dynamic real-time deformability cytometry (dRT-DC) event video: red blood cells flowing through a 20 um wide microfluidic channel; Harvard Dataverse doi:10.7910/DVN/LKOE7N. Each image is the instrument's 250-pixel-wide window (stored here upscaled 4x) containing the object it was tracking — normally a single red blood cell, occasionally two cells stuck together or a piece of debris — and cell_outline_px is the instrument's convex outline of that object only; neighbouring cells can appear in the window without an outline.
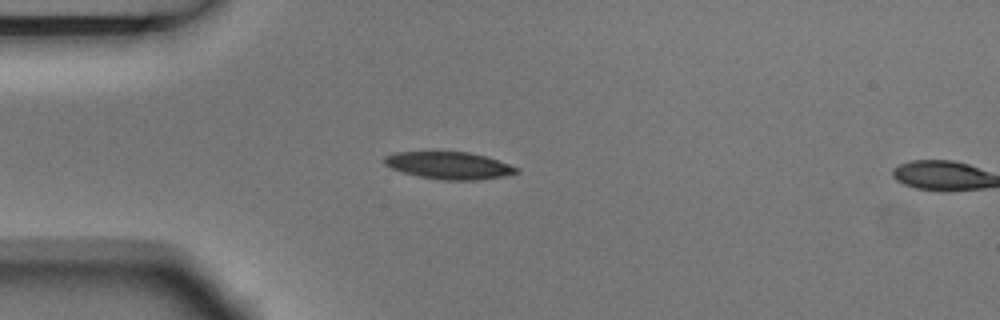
{"species": "Egyptian fruit bat (a non-hibernating species)", "species_latin": "Rousettus aegyptiacus", "temperature_condition": "room temperature", "stored_images_in_passage": 4, "camera_frame_rate_fps": 3000, "um_per_image_px": 0.085, "animal": {"sex": "male"}, "frame": {"image": 1, "passage_image": 3, "time_ms": 0.667, "image_size_px": [1000, 320], "cell_outline_px": [[520, 172], [508, 176], [476, 180], [440, 180], [420, 176], [404, 172], [392, 168], [384, 164], [384, 156], [396, 152], [468, 152], [484, 156], [520, 168]], "centroid_in_image_um": [38.2, 14.07], "position_along_channel_um": 46.8, "area_um2": 20.87}}